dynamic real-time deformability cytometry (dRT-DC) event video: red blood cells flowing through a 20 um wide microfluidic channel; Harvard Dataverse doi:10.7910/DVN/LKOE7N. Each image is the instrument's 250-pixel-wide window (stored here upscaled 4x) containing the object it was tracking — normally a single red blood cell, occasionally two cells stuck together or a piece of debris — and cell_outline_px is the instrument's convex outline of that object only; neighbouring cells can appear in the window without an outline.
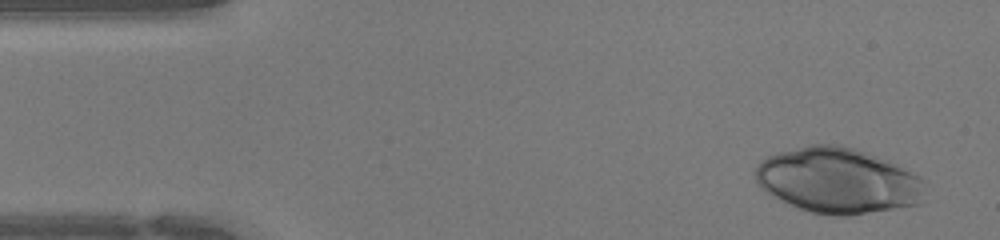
{"species": "human", "species_latin": "Homo sapiens", "temperature_condition": "warm", "stored_images_in_passage": 43, "camera_frame_rate_fps": 3000, "um_per_image_px": 0.085, "donor": {"sex": "female"}, "frame": {"image": 1, "passage_image": 2, "time_ms": 0.333, "image_size_px": [1000, 240], "cell_outline_px": [[924, 180], [920, 204], [848, 216], [836, 216], [812, 212], [800, 208], [772, 196], [756, 180], [756, 164], [760, 160], [768, 156], [780, 152], [812, 144], [840, 144], [856, 148], [888, 160], [920, 176]], "centroid_in_image_um": [71.24, 15.34], "position_along_channel_um": 13.8, "area_um2": 64.45}}